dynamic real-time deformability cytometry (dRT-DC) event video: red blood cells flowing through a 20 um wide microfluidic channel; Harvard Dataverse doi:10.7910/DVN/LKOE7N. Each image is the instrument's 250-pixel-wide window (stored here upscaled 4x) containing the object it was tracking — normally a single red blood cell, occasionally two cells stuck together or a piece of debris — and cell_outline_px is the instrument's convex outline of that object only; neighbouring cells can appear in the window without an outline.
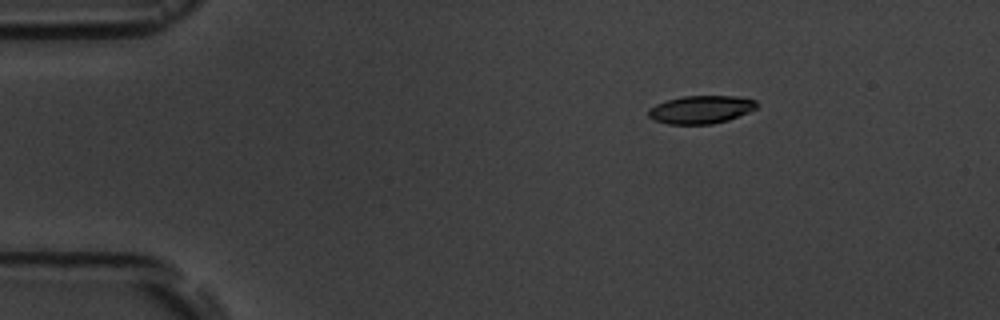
{"species": "common noctule bat (a hibernating species)", "species_latin": "Nyctalus noctula", "temperature_condition": "room temperature", "stored_images_in_passage": 6, "camera_frame_rate_fps": 3000, "um_per_image_px": 0.085, "animal": {"sex": "male", "body_mass_g": 19.5, "forearm_length_mm": 54.6}, "frame": {"image": 1, "passage_image": 3, "time_ms": 2.333, "image_size_px": [1000, 320], "cell_outline_px": [[760, 104], [756, 108], [748, 112], [728, 120], [712, 124], [668, 124], [652, 120], [648, 116], [648, 108], [656, 104], [668, 100], [684, 96], [736, 96], [756, 100]], "centroid_in_image_um": [59.57, 9.31], "position_along_channel_um": 25.4, "area_um2": 17.74}}
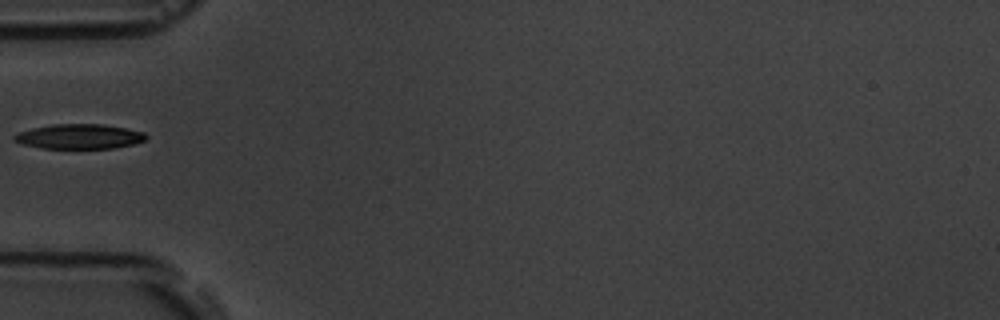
{"frame": {"image": 2, "passage_image": 6, "time_ms": 5.667, "image_size_px": [1000, 320], "cell_outline_px": [[148, 136], [144, 140], [132, 144], [116, 148], [40, 148], [24, 144], [12, 140], [12, 136], [16, 132], [32, 128], [52, 124], [104, 124], [144, 132]], "centroid_in_image_um": [6.7, 11.6], "position_along_channel_um": 78.3, "area_um2": 19.07}}